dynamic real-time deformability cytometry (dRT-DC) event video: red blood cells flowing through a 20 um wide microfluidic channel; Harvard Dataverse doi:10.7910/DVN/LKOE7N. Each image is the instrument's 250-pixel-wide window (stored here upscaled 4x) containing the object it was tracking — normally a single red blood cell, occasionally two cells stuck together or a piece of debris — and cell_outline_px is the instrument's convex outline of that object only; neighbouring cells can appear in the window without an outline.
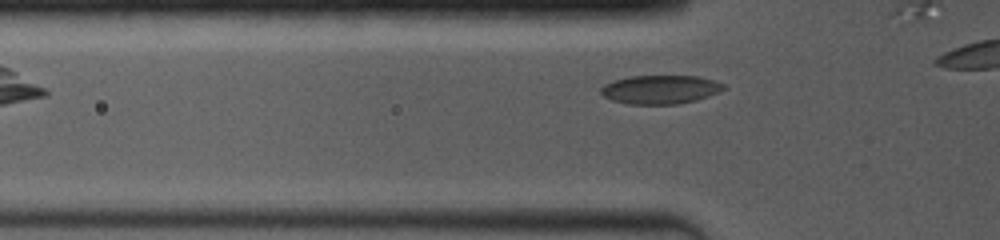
{"species": "common noctule bat (a hibernating species)", "species_latin": "Nyctalus noctula", "temperature_condition": "room temperature", "stored_images_in_passage": 31, "camera_frame_rate_fps": 4000, "um_per_image_px": 0.085, "animal": {"sex": "female", "body_mass_g": 19.0, "forearm_length_mm": 53.3}, "frame": {"image": 1, "passage_image": 7, "time_ms": 1.5, "image_size_px": [1000, 240], "cell_outline_px": [[728, 88], [720, 92], [696, 100], [680, 104], [628, 104], [612, 100], [604, 96], [600, 92], [600, 88], [604, 84], [628, 76], [700, 76], [724, 84]], "centroid_in_image_um": [56.15, 7.61], "position_along_channel_um": 69.6, "area_um2": 20.63}}
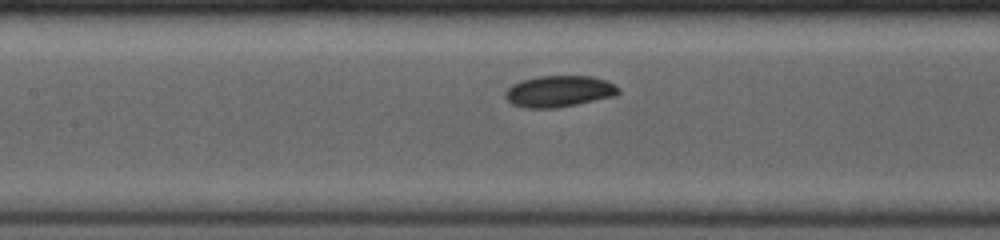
{"frame": {"image": 2, "passage_image": 16, "time_ms": 3.75, "image_size_px": [1000, 240], "cell_outline_px": [[620, 92], [616, 96], [556, 108], [524, 108], [512, 104], [504, 96], [504, 92], [512, 84], [520, 80], [536, 76], [592, 76], [604, 80], [620, 88]], "centroid_in_image_um": [47.49, 7.76], "position_along_channel_um": 159.9, "area_um2": 20.81}}
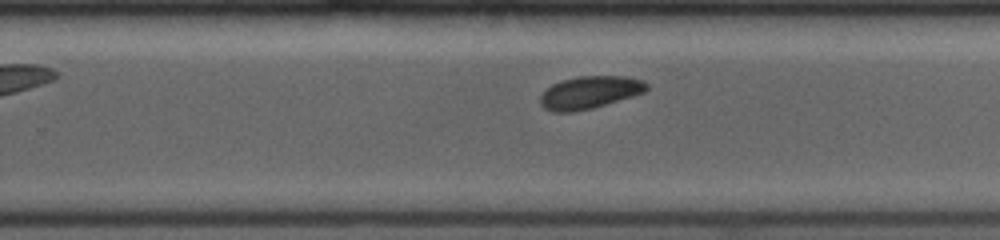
{"frame": {"image": 3, "passage_image": 28, "time_ms": 6.75, "image_size_px": [1000, 240], "cell_outline_px": [[648, 88], [644, 92], [632, 96], [592, 108], [572, 112], [552, 112], [544, 108], [540, 104], [540, 96], [552, 84], [560, 80], [580, 76], [624, 76], [644, 80], [648, 84]], "centroid_in_image_um": [50.11, 7.85], "position_along_channel_um": 279.7, "area_um2": 20.11}}